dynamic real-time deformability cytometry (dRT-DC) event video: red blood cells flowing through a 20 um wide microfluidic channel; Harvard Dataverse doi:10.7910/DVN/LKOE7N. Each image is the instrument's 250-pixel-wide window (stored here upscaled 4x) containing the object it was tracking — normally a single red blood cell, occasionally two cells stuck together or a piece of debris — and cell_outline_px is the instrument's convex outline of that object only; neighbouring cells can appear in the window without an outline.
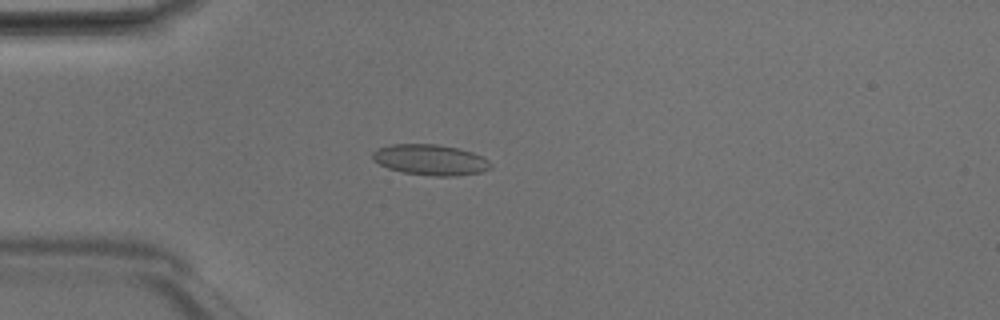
{"species": "Egyptian fruit bat (a non-hibernating species)", "species_latin": "Rousettus aegyptiacus", "temperature_condition": "room temperature", "stored_images_in_passage": 47, "camera_frame_rate_fps": 3000, "um_per_image_px": 0.085, "animal": {"sex": "male"}, "frame": {"image": 1, "passage_image": 12, "time_ms": 3.667, "image_size_px": [1000, 320], "cell_outline_px": [[492, 168], [480, 172], [456, 176], [432, 176], [404, 172], [388, 168], [372, 160], [372, 152], [376, 148], [388, 144], [436, 144], [460, 148], [472, 152], [488, 160], [492, 164]], "centroid_in_image_um": [36.56, 13.57], "position_along_channel_um": 48.4, "area_um2": 21.27}}
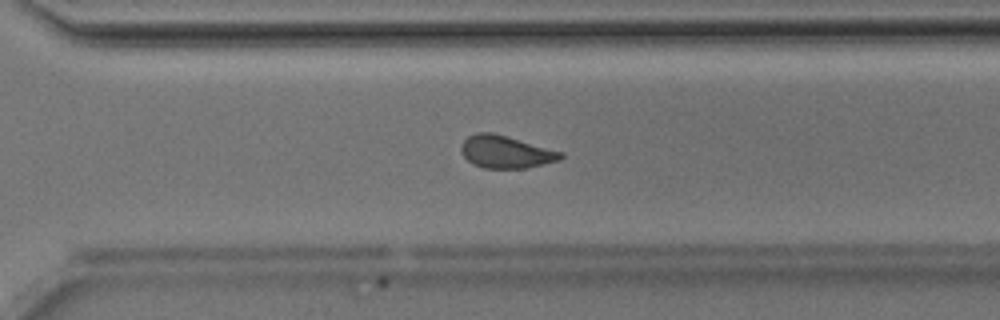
{"frame": {"image": 2, "passage_image": 33, "time_ms": 10.667, "image_size_px": [1000, 320], "cell_outline_px": [[564, 156], [560, 160], [544, 164], [524, 168], [484, 168], [472, 164], [460, 152], [460, 144], [468, 136], [476, 132], [492, 132], [508, 136], [564, 152]], "centroid_in_image_um": [42.98, 12.9], "position_along_channel_um": 327.6, "area_um2": 19.07}}
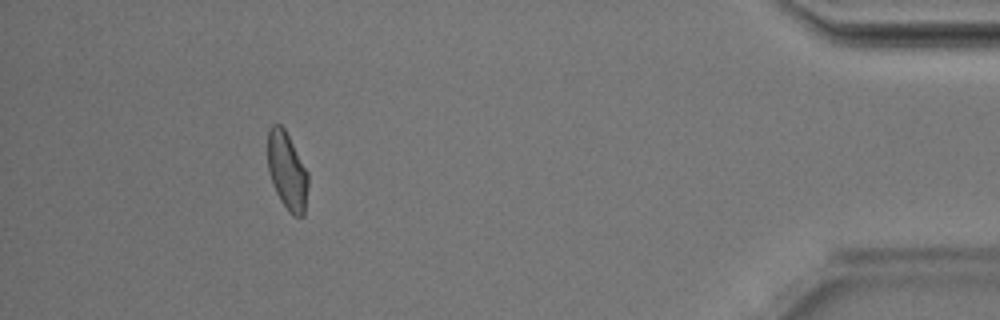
{"frame": {"image": 3, "passage_image": 43, "time_ms": 14.0, "image_size_px": [1000, 320], "cell_outline_px": [[308, 184], [304, 216], [292, 216], [288, 212], [280, 200], [276, 192], [268, 172], [268, 128], [272, 124], [280, 124], [284, 128], [308, 172]], "centroid_in_image_um": [24.4, 14.55], "position_along_channel_um": 410.8, "area_um2": 18.32}, "authors_computed_cell_mechanics": {"area_um2": 19.0162, "velocity_mm_per_s": 4.2013, "shape_relaxation_time_tau1_ms": null, "shape_relaxation_time_tau2_ms": 2.0857, "deformation_change_tau1": null, "deformation_change_tau2": 0.0825}}